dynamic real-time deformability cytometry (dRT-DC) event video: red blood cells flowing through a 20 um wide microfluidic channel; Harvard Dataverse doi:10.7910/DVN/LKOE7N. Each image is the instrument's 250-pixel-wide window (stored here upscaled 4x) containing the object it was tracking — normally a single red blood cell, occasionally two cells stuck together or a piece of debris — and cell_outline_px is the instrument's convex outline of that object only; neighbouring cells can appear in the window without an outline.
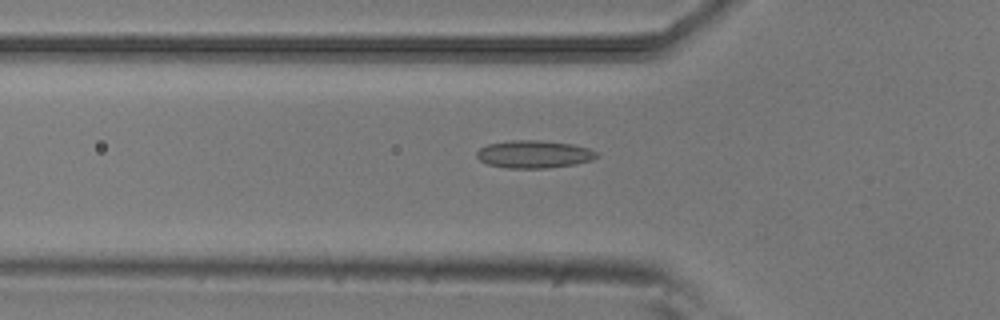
{"species": "common noctule bat (a hibernating species)", "species_latin": "Nyctalus noctula", "temperature_condition": "room temperature", "stored_images_in_passage": 39, "camera_frame_rate_fps": 3000, "um_per_image_px": 0.085, "animal": {"sex": "male", "body_mass_g": 20.5, "forearm_length_mm": 52.5}, "frame": {"image": 1, "passage_image": 8, "time_ms": 2.333, "image_size_px": [1000, 320], "cell_outline_px": [[600, 156], [592, 160], [576, 164], [548, 168], [508, 168], [488, 164], [480, 160], [476, 156], [476, 152], [480, 148], [488, 144], [508, 140], [540, 140], [572, 144], [588, 148], [596, 152]], "centroid_in_image_um": [45.4, 13.11], "position_along_channel_um": 80.4, "area_um2": 19.42}}
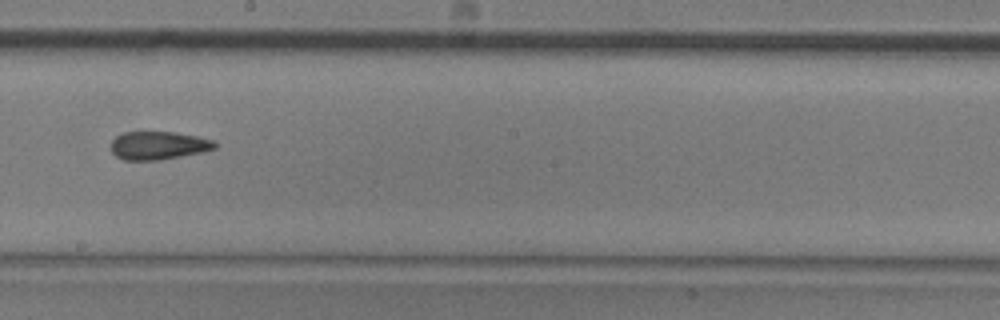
{"frame": {"image": 2, "passage_image": 20, "time_ms": 6.333, "image_size_px": [1000, 320], "cell_outline_px": [[216, 148], [200, 152], [160, 160], [124, 160], [116, 156], [112, 152], [112, 140], [116, 136], [124, 132], [176, 132], [216, 140]], "centroid_in_image_um": [13.47, 12.36], "position_along_channel_um": 234.7, "area_um2": 16.99}}
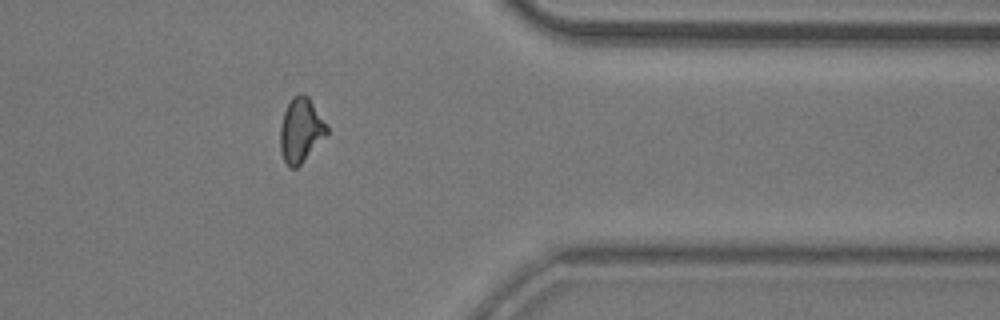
{"frame": {"image": 3, "passage_image": 33, "time_ms": 10.667, "image_size_px": [1000, 320], "cell_outline_px": [[328, 132], [300, 164], [296, 168], [288, 168], [280, 152], [280, 128], [284, 112], [292, 96], [308, 96], [328, 124]], "centroid_in_image_um": [25.56, 11.08], "position_along_channel_um": 385.8, "area_um2": 17.22}, "authors_computed_cell_mechanics": {"area_um2": 17.5134, "velocity_mm_per_s": 3.832, "shape_relaxation_time_tau1_ms": null, "shape_relaxation_time_tau2_ms": 2.1155, "deformation_change_tau1": null, "deformation_change_tau2": 0.0878}}